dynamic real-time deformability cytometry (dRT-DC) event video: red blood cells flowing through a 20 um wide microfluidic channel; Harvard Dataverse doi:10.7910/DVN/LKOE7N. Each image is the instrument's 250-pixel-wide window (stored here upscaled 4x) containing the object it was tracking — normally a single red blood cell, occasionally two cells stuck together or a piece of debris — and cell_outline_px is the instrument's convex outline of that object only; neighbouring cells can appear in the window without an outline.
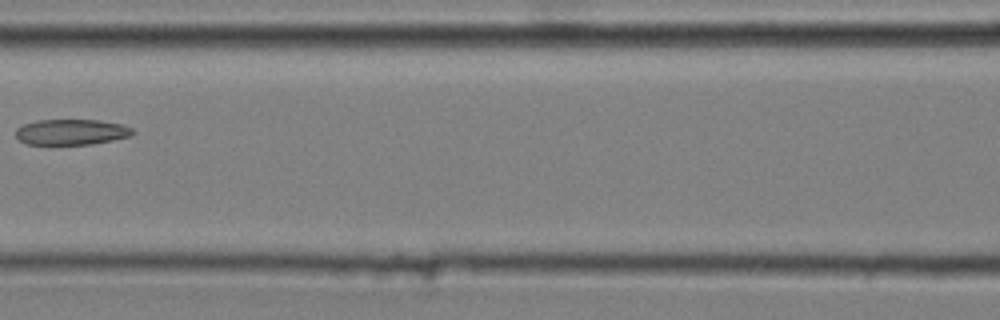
{"species": "common noctule bat (a hibernating species)", "species_latin": "Nyctalus noctula", "temperature_condition": "cold", "stored_images_in_passage": 7, "camera_frame_rate_fps": 3000, "um_per_image_px": 0.085, "animal": {"sex": "male", "body_mass_g": 20.4}, "frame": {"image": 1, "passage_image": 7, "time_ms": 2.0, "image_size_px": [1000, 320], "cell_outline_px": [[136, 132], [132, 136], [92, 144], [28, 144], [20, 140], [16, 136], [16, 128], [24, 124], [36, 120], [100, 120], [120, 124], [132, 128]], "centroid_in_image_um": [6.09, 11.22], "position_along_channel_um": 160.5, "area_um2": 17.46}}